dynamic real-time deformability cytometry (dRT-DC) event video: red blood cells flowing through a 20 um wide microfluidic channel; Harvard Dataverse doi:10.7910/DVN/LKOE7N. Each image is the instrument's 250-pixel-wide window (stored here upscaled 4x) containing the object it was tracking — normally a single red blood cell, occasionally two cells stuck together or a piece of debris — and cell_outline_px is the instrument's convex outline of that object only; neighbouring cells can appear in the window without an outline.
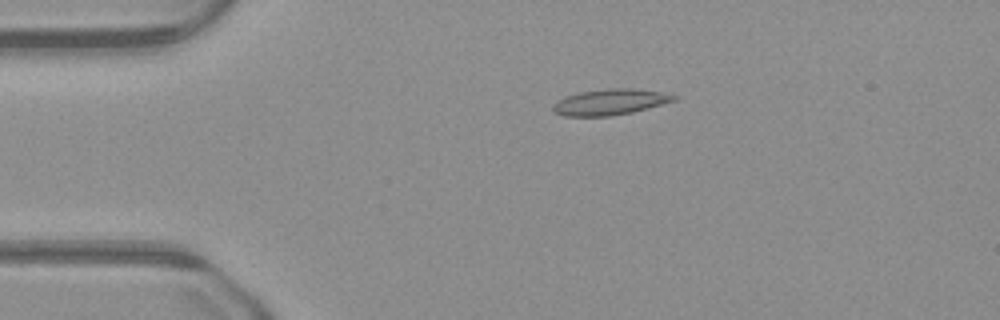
{"species": "common noctule bat (a hibernating species)", "species_latin": "Nyctalus noctula", "temperature_condition": "warm", "stored_images_in_passage": 41, "camera_frame_rate_fps": 3000, "um_per_image_px": 0.085, "animal": {"sex": "male", "body_mass_g": 23.1, "forearm_length_mm": 52.7}, "frame": {"image": 1, "passage_image": 2, "time_ms": 0.333, "image_size_px": [1000, 320], "cell_outline_px": [[676, 100], [632, 112], [608, 116], [564, 116], [556, 112], [552, 108], [552, 104], [556, 100], [564, 96], [580, 92], [612, 88], [632, 88], [660, 92], [676, 96]], "centroid_in_image_um": [51.79, 8.67], "position_along_channel_um": 33.2, "area_um2": 18.03}}
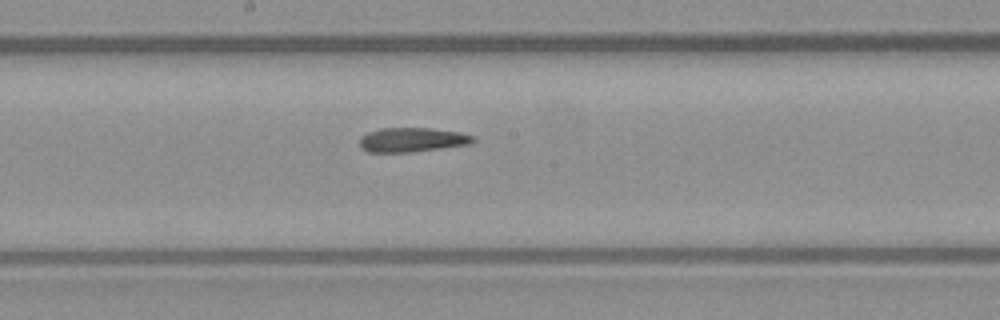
{"frame": {"image": 2, "passage_image": 18, "time_ms": 5.667, "image_size_px": [1000, 320], "cell_outline_px": [[476, 140], [468, 144], [412, 152], [368, 152], [360, 148], [360, 136], [368, 132], [380, 128], [432, 128], [460, 132], [476, 136]], "centroid_in_image_um": [35.02, 11.87], "position_along_channel_um": 213.2, "area_um2": 16.18}}
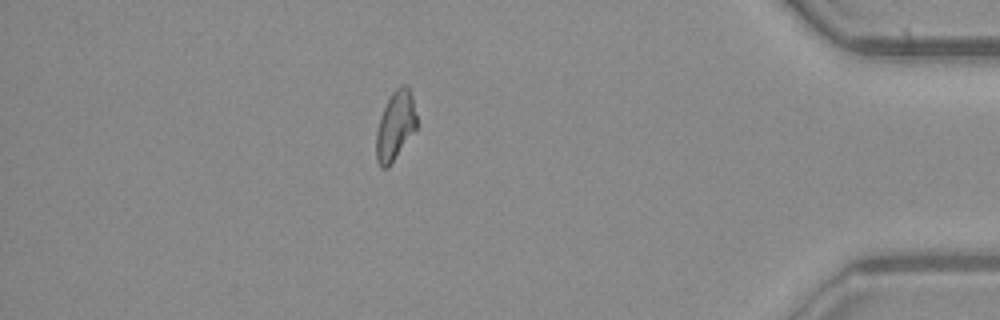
{"frame": {"image": 3, "passage_image": 35, "time_ms": 11.333, "image_size_px": [1000, 320], "cell_outline_px": [[416, 128], [388, 168], [380, 168], [376, 160], [376, 132], [380, 116], [392, 92], [396, 88], [404, 84], [408, 84], [412, 96], [416, 116]], "centroid_in_image_um": [33.58, 10.69], "position_along_channel_um": 401.6, "area_um2": 16.13}}